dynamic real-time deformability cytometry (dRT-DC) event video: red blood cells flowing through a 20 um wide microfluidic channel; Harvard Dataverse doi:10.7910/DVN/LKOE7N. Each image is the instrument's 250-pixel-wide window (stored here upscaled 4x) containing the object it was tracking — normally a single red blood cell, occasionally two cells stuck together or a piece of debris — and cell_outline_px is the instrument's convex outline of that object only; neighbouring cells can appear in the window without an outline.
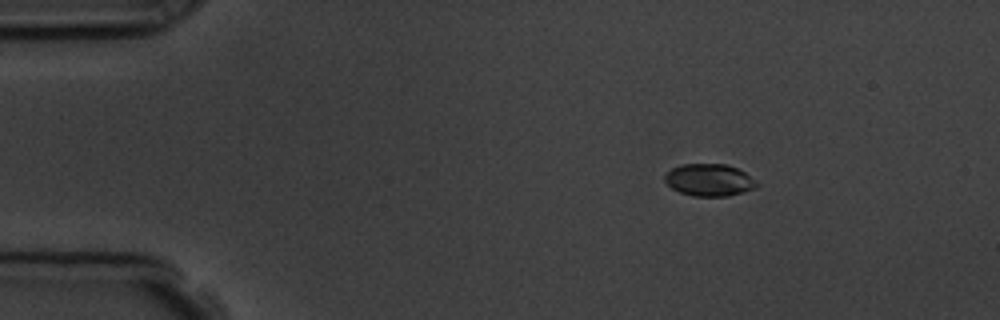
{"species": "common noctule bat (a hibernating species)", "species_latin": "Nyctalus noctula", "temperature_condition": "room temperature", "stored_images_in_passage": 6, "camera_frame_rate_fps": 3000, "um_per_image_px": 0.085, "animal": {"sex": "male", "body_mass_g": 19.5, "forearm_length_mm": 54.6}, "frame": {"image": 1, "passage_image": 3, "time_ms": 2.333, "image_size_px": [1000, 320], "cell_outline_px": [[760, 184], [756, 188], [744, 192], [728, 196], [692, 196], [680, 192], [672, 188], [664, 180], [664, 176], [672, 168], [680, 164], [728, 164], [744, 172], [756, 180]], "centroid_in_image_um": [60.31, 15.3], "position_along_channel_um": 24.7, "area_um2": 17.34}}
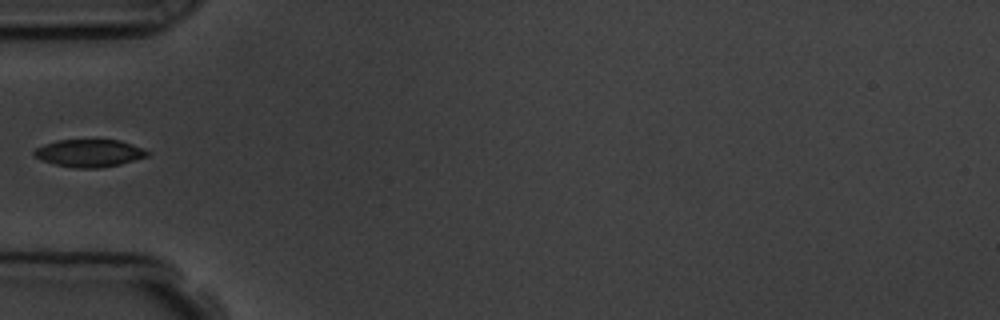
{"frame": {"image": 2, "passage_image": 6, "time_ms": 5.667, "image_size_px": [1000, 320], "cell_outline_px": [[148, 156], [120, 164], [100, 168], [76, 168], [56, 164], [32, 156], [32, 152], [36, 148], [44, 144], [56, 140], [120, 140], [140, 148], [148, 152]], "centroid_in_image_um": [7.54, 13.01], "position_along_channel_um": 77.5, "area_um2": 17.92}}